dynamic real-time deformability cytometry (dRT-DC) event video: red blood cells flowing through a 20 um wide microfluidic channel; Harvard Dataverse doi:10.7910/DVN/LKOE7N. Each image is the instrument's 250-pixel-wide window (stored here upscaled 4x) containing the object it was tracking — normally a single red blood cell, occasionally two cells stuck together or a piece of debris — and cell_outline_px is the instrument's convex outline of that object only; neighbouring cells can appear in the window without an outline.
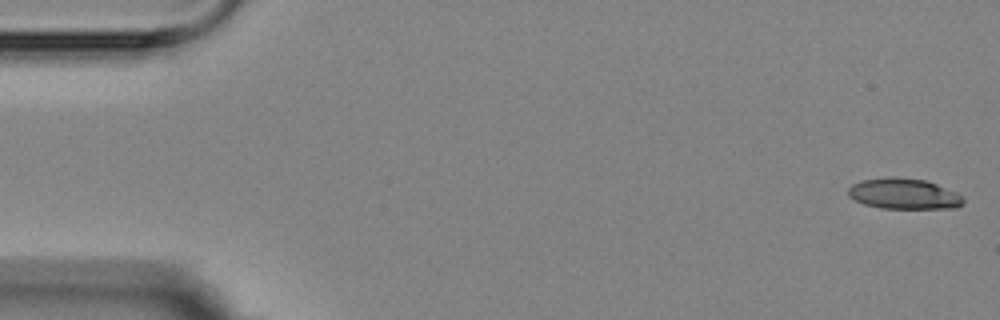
{"species": "Egyptian fruit bat (a non-hibernating species)", "species_latin": "Rousettus aegyptiacus", "temperature_condition": "room temperature", "stored_images_in_passage": 5, "camera_frame_rate_fps": 3000, "um_per_image_px": 0.085, "animal": {"sex": "female"}, "frame": {"image": 1, "passage_image": 1, "time_ms": 0.0, "image_size_px": [1000, 320], "cell_outline_px": [[964, 204], [956, 208], [880, 208], [864, 204], [848, 196], [848, 188], [852, 184], [860, 180], [888, 176], [896, 176], [924, 180], [936, 184], [956, 192], [964, 196]], "centroid_in_image_um": [76.82, 16.46], "position_along_channel_um": 8.2, "area_um2": 20.81}}
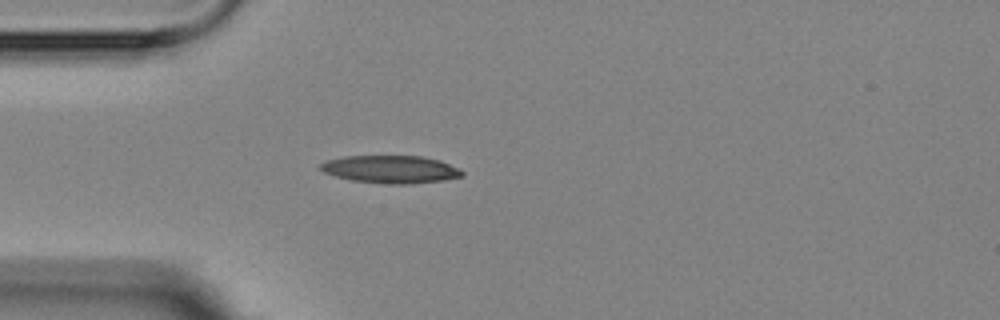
{"frame": {"image": 2, "passage_image": 5, "time_ms": 4.667, "image_size_px": [1000, 320], "cell_outline_px": [[464, 176], [444, 180], [408, 184], [392, 184], [352, 180], [336, 176], [324, 172], [320, 168], [320, 164], [324, 160], [344, 156], [424, 156], [440, 160], [460, 168], [464, 172]], "centroid_in_image_um": [33.24, 14.38], "position_along_channel_um": 51.8, "area_um2": 22.95}}